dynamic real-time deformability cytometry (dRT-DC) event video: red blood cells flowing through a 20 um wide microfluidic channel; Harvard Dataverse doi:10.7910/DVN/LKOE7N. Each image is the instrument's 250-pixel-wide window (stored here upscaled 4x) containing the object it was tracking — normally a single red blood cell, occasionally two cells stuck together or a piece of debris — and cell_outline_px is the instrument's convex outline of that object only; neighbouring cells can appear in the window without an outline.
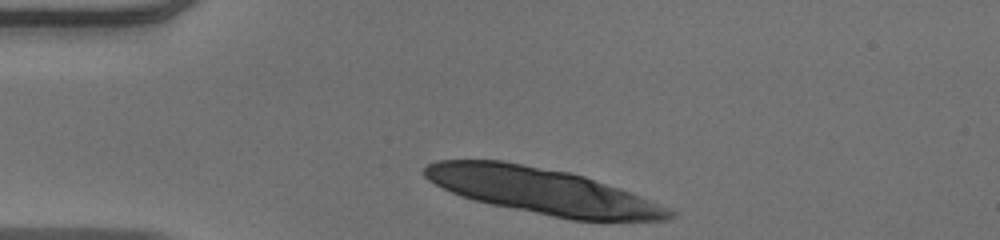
{"species": "human", "species_latin": "Homo sapiens", "temperature_condition": "warm", "stored_images_in_passage": 6, "camera_frame_rate_fps": 3000, "um_per_image_px": 0.085, "donor": {"sex": "male"}, "frame": {"image": 1, "passage_image": 1, "time_ms": 0.0, "image_size_px": [1000, 240], "cell_outline_px": [[676, 216], [668, 220], [572, 220], [492, 204], [476, 200], [452, 192], [428, 180], [424, 176], [424, 168], [428, 164], [436, 160], [504, 160], [568, 172], [584, 176], [620, 188], [640, 196], [668, 208], [676, 212]], "centroid_in_image_um": [46.11, 16.22], "position_along_channel_um": 38.9, "area_um2": 64.74}}